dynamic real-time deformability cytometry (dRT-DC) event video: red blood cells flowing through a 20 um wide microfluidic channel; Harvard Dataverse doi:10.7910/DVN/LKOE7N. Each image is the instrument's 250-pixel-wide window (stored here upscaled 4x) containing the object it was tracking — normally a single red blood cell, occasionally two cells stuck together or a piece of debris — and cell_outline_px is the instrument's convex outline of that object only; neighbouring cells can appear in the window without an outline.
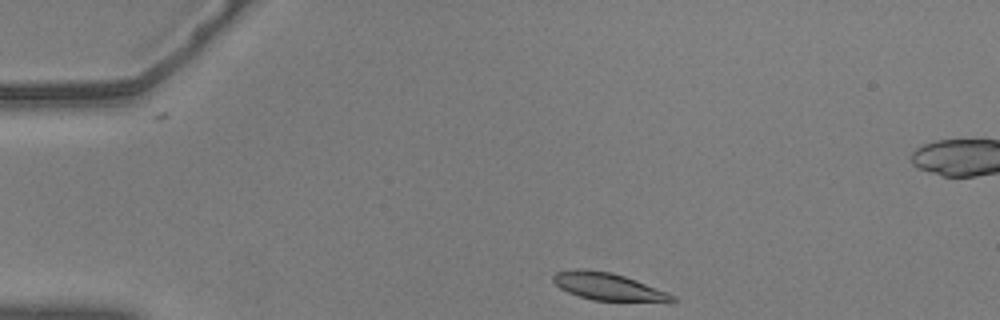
{"species": "common noctule bat (a hibernating species)", "species_latin": "Nyctalus noctula", "temperature_condition": "warm", "stored_images_in_passage": 47, "camera_frame_rate_fps": 3000, "um_per_image_px": 0.085, "animal": {"sex": "male", "body_mass_g": 20.5, "forearm_length_mm": 52.5}, "frame": {"image": 1, "passage_image": 1, "time_ms": 0.0, "image_size_px": [1000, 320], "cell_outline_px": [[676, 300], [592, 300], [568, 292], [560, 288], [552, 280], [552, 276], [556, 272], [572, 268], [584, 268], [612, 272], [636, 280], [668, 292], [676, 296]], "centroid_in_image_um": [51.58, 24.31], "position_along_channel_um": 33.4, "area_um2": 18.61}}
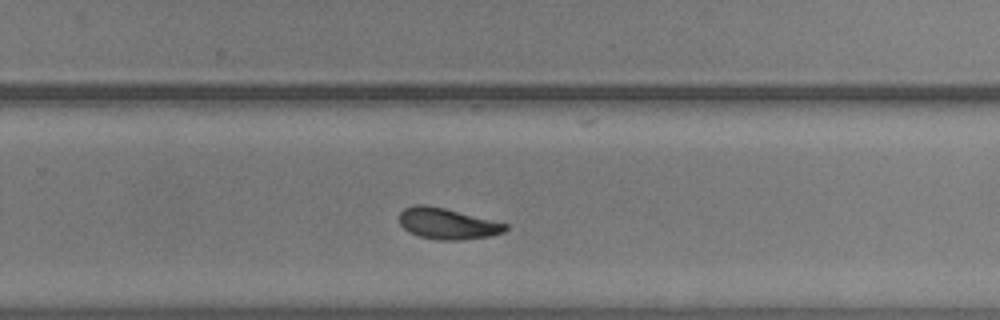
{"frame": {"image": 2, "passage_image": 27, "time_ms": 8.667, "image_size_px": [1000, 320], "cell_outline_px": [[508, 228], [504, 232], [492, 236], [456, 240], [440, 240], [420, 236], [408, 232], [400, 224], [400, 212], [404, 208], [416, 204], [424, 204], [444, 208], [508, 224]], "centroid_in_image_um": [38.02, 19.01], "position_along_channel_um": 291.8, "area_um2": 19.07}}
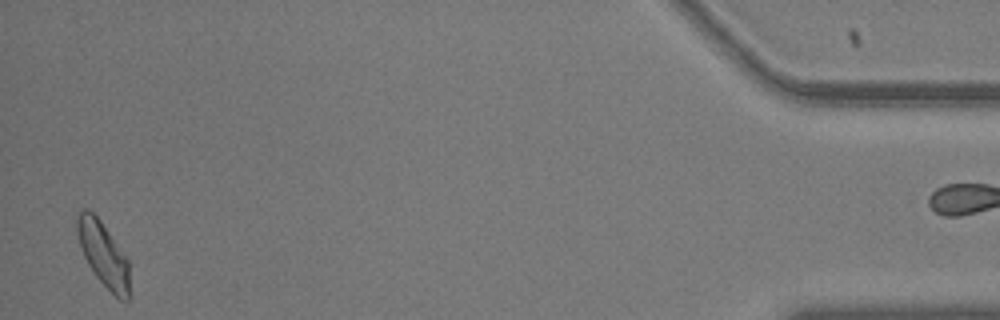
{"frame": {"image": 3, "passage_image": 45, "time_ms": 14.667, "image_size_px": [1000, 320], "cell_outline_px": [[128, 300], [120, 300], [96, 276], [88, 264], [80, 248], [76, 232], [76, 220], [80, 212], [84, 208], [88, 208], [100, 220], [128, 260]], "centroid_in_image_um": [8.74, 21.57], "position_along_channel_um": 426.5, "area_um2": 19.19}, "authors_computed_cell_mechanics": {"area_um2": 19.4786, "velocity_mm_per_s": 3.6098, "shape_relaxation_time_tau1_ms": 2.8276, "shape_relaxation_time_tau2_ms": 3.1544, "deformation_change_tau1": 0.1282, "deformation_change_tau2": 0.0909}}